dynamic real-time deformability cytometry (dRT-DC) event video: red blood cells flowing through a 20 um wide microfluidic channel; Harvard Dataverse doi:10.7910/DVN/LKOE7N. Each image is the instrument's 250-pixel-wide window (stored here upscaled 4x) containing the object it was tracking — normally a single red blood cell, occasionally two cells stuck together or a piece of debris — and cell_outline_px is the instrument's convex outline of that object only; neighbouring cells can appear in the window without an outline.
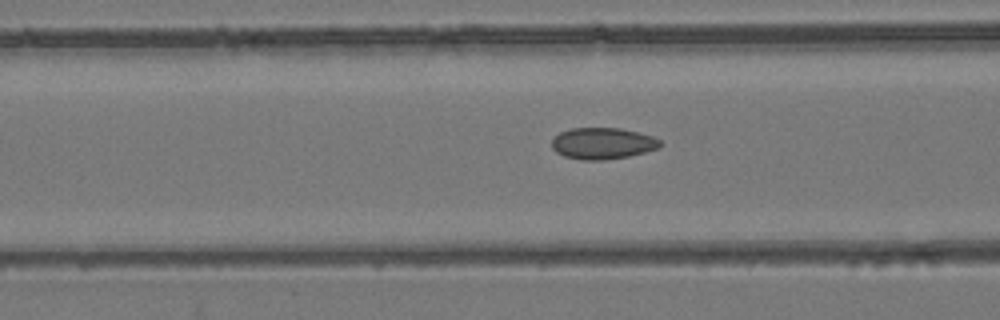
{"species": "common noctule bat (a hibernating species)", "species_latin": "Nyctalus noctula", "temperature_condition": "room temperature", "stored_images_in_passage": 54, "camera_frame_rate_fps": 3000, "um_per_image_px": 0.085, "animal": {"sex": "female", "body_mass_g": 24.6, "forearm_length_mm": 56.2}, "frame": {"image": 1, "passage_image": 22, "time_ms": 7.0, "image_size_px": [1000, 320], "cell_outline_px": [[660, 148], [628, 156], [604, 160], [584, 160], [564, 156], [556, 152], [552, 148], [552, 140], [560, 132], [572, 128], [620, 128], [652, 136], [660, 140]], "centroid_in_image_um": [51.21, 12.19], "position_along_channel_um": 115.4, "area_um2": 19.71}}
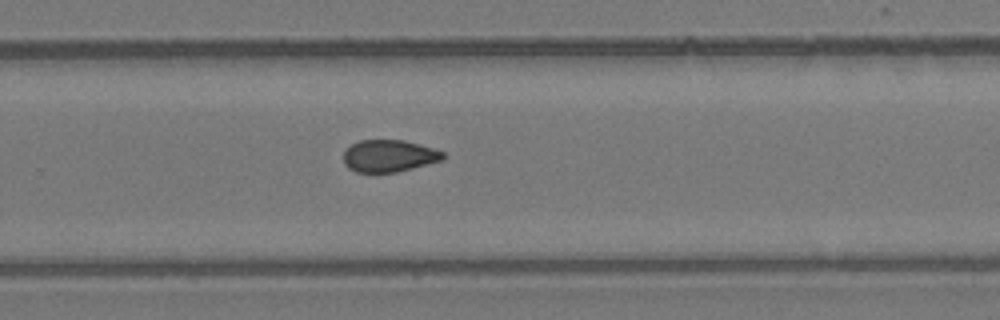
{"frame": {"image": 2, "passage_image": 36, "time_ms": 11.667, "image_size_px": [1000, 320], "cell_outline_px": [[448, 156], [444, 160], [396, 172], [356, 172], [348, 168], [344, 164], [344, 152], [352, 144], [360, 140], [404, 140], [432, 148], [444, 152]], "centroid_in_image_um": [33.09, 13.25], "position_along_channel_um": 296.7, "area_um2": 18.61}}
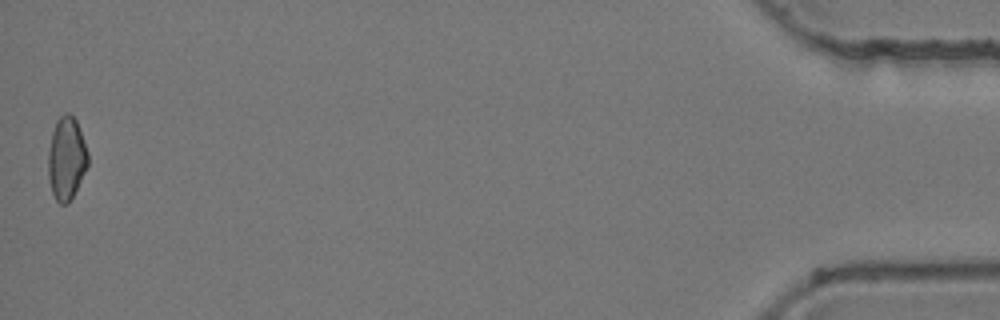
{"frame": {"image": 3, "passage_image": 54, "time_ms": 17.667, "image_size_px": [1000, 320], "cell_outline_px": [[88, 164], [68, 204], [60, 204], [56, 200], [52, 192], [48, 176], [48, 152], [52, 132], [56, 120], [64, 112], [68, 112], [76, 120], [88, 152]], "centroid_in_image_um": [5.63, 13.44], "position_along_channel_um": 429.6, "area_um2": 19.02}, "authors_computed_cell_mechanics": {"area_um2": 19.4497, "velocity_mm_per_s": 3.8943, "shape_relaxation_time_tau1_ms": null, "shape_relaxation_time_tau2_ms": 2.4908, "deformation_change_tau1": null, "deformation_change_tau2": 0.0647}}